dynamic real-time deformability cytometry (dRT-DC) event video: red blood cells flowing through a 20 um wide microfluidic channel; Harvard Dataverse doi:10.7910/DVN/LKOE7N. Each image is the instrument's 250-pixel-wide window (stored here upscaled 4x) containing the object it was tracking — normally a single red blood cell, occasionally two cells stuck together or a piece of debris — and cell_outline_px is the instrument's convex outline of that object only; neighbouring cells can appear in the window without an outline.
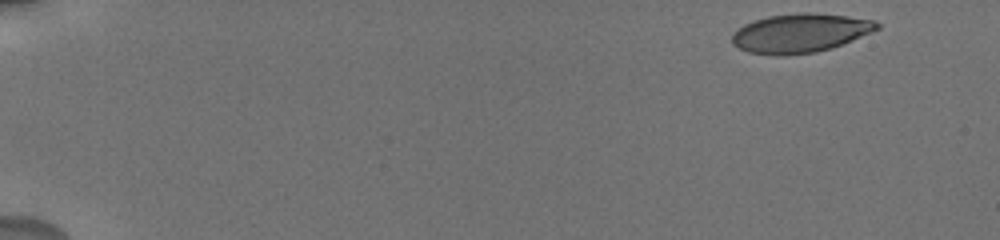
{"species": "human", "species_latin": "Homo sapiens", "temperature_condition": "cold", "stored_images_in_passage": 7, "camera_frame_rate_fps": 3000, "um_per_image_px": 0.085, "donor": {"sex": "male"}, "frame": {"image": 1, "passage_image": 1, "time_ms": 0.0, "image_size_px": [1000, 240], "cell_outline_px": [[880, 28], [872, 32], [832, 48], [816, 52], [784, 56], [776, 56], [748, 52], [732, 44], [732, 36], [744, 24], [768, 16], [800, 12], [808, 12], [848, 16], [876, 20], [880, 24]], "centroid_in_image_um": [68.05, 2.82], "position_along_channel_um": 17.0, "area_um2": 32.95}}
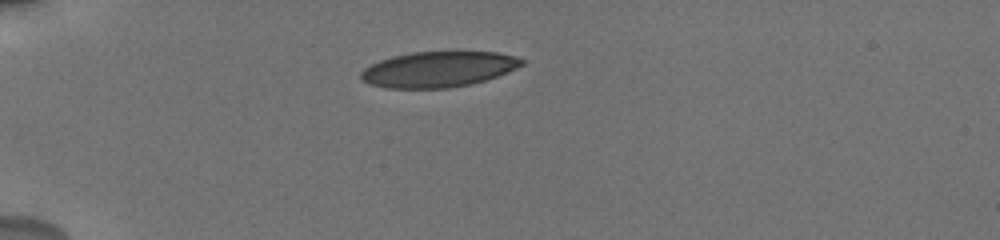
{"frame": {"image": 2, "passage_image": 5, "time_ms": 4.0, "image_size_px": [1000, 240], "cell_outline_px": [[524, 64], [508, 72], [472, 84], [448, 88], [384, 88], [368, 84], [360, 80], [360, 72], [364, 68], [380, 60], [392, 56], [412, 52], [456, 48], [496, 52], [516, 56], [524, 60]], "centroid_in_image_um": [37.27, 5.84], "position_along_channel_um": 47.7, "area_um2": 34.68}}
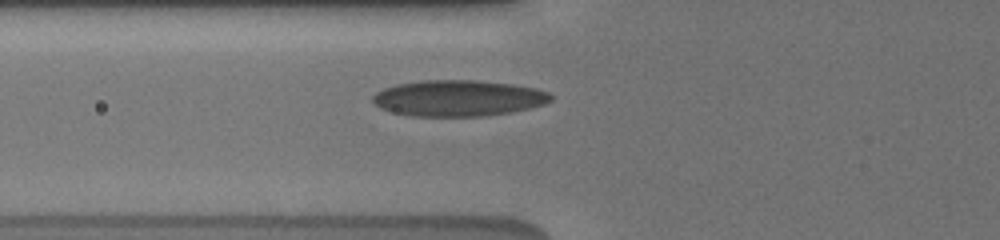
{"frame": {"image": 3, "passage_image": 7, "time_ms": 6.0, "image_size_px": [1000, 240], "cell_outline_px": [[552, 100], [544, 104], [512, 112], [484, 116], [412, 116], [380, 108], [372, 100], [372, 96], [376, 92], [384, 88], [396, 84], [424, 80], [476, 80], [512, 84], [536, 88], [548, 92], [552, 96]], "centroid_in_image_um": [38.96, 8.34], "position_along_channel_um": 86.8, "area_um2": 37.4}}